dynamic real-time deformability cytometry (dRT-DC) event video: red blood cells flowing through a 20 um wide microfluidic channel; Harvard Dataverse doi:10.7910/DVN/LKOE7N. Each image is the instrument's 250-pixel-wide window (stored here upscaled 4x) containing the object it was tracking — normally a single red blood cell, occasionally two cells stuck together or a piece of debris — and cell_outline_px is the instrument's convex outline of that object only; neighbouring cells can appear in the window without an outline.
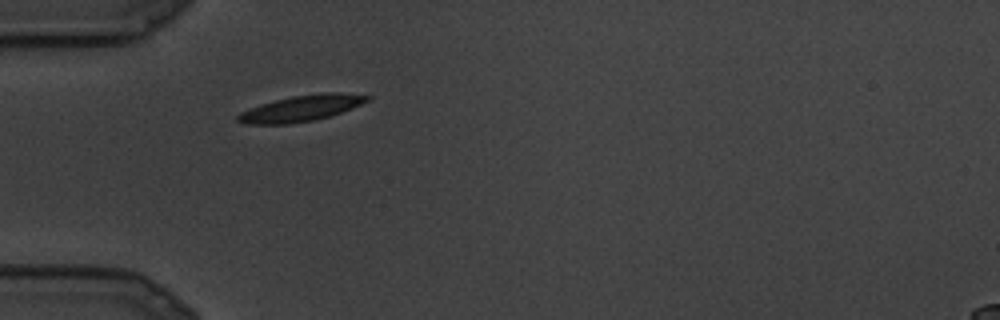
{"species": "common noctule bat (a hibernating species)", "species_latin": "Nyctalus noctula", "temperature_condition": "cold", "stored_images_in_passage": 17, "camera_frame_rate_fps": 3000, "um_per_image_px": 0.085, "animal": {"sex": "male", "body_mass_g": 19.5, "forearm_length_mm": 54.6}, "frame": {"image": 1, "passage_image": 1, "time_ms": 0.0, "image_size_px": [1000, 320], "cell_outline_px": [[372, 96], [368, 100], [352, 108], [332, 116], [316, 120], [288, 124], [244, 124], [236, 120], [236, 116], [240, 112], [276, 100], [292, 96], [320, 92], [340, 92]], "centroid_in_image_um": [25.63, 9.21], "position_along_channel_um": 59.4, "area_um2": 19.59}}
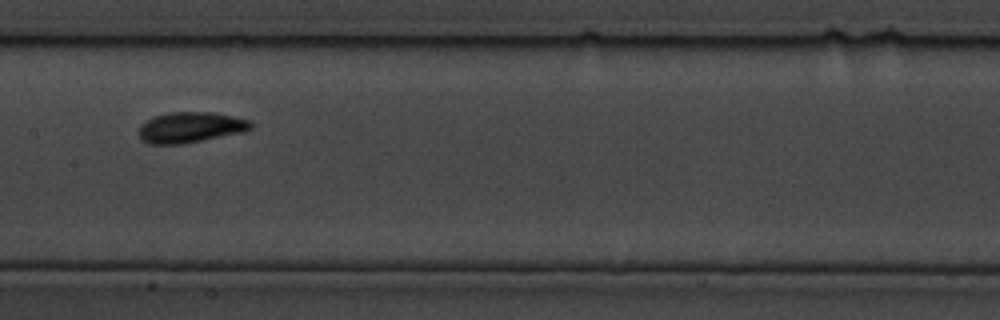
{"frame": {"image": 2, "passage_image": 7, "time_ms": 2.0, "image_size_px": [1000, 320], "cell_outline_px": [[252, 128], [244, 132], [184, 144], [148, 144], [140, 140], [136, 132], [140, 124], [152, 116], [168, 112], [212, 112], [232, 116], [248, 120], [252, 124]], "centroid_in_image_um": [16.11, 10.83], "position_along_channel_um": 191.3, "area_um2": 20.4}}
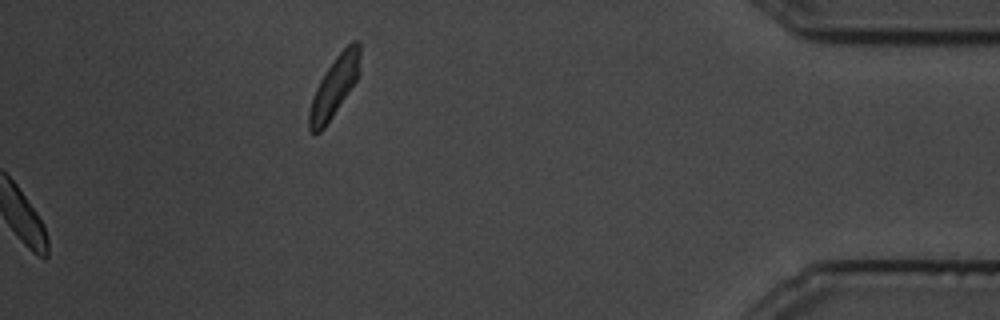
{"frame": {"image": 3, "passage_image": 17, "time_ms": 5.333, "image_size_px": [1000, 320], "cell_outline_px": [[360, 72], [356, 80], [324, 128], [320, 132], [312, 132], [308, 128], [308, 112], [316, 88], [320, 80], [336, 56], [352, 40], [356, 40], [360, 44]], "centroid_in_image_um": [28.43, 7.34], "position_along_channel_um": 406.8, "area_um2": 17.4}}